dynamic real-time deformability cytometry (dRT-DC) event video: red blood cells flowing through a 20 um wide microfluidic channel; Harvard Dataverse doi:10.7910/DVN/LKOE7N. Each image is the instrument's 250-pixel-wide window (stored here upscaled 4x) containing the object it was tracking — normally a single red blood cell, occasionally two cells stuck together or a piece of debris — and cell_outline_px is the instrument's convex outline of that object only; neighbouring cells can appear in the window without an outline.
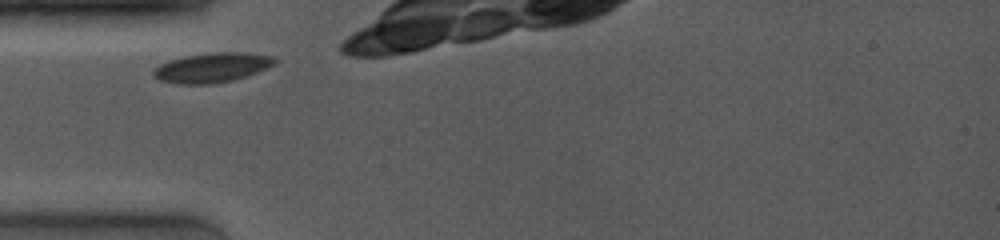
{"species": "common noctule bat (a hibernating species)", "species_latin": "Nyctalus noctula", "temperature_condition": "room temperature", "stored_images_in_passage": 13, "camera_frame_rate_fps": 4000, "um_per_image_px": 0.085, "animal": {"sex": "female", "body_mass_g": 19.0, "forearm_length_mm": 53.3}, "frame": {"image": 1, "passage_image": 1, "time_ms": 0.0, "image_size_px": [1000, 240], "cell_outline_px": [[280, 60], [276, 64], [256, 72], [232, 80], [212, 84], [180, 84], [160, 80], [152, 76], [152, 68], [168, 60], [184, 56], [212, 52], [248, 52], [276, 56]], "centroid_in_image_um": [18.04, 5.72], "position_along_channel_um": 67.0, "area_um2": 21.27}}